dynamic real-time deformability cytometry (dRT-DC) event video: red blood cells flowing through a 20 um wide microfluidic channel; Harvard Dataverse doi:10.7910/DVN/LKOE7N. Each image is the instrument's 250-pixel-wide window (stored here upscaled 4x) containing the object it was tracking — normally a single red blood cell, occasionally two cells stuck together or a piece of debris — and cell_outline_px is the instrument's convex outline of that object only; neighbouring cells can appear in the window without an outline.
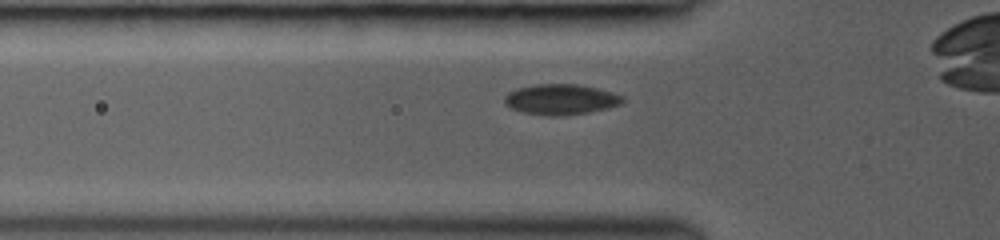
{"species": "common noctule bat (a hibernating species)", "species_latin": "Nyctalus noctula", "temperature_condition": "room temperature", "stored_images_in_passage": 33, "camera_frame_rate_fps": 3000, "um_per_image_px": 0.085, "animal": {"sex": "female", "body_mass_g": 19.0, "forearm_length_mm": 53.3}, "frame": {"image": 1, "passage_image": 8, "time_ms": 2.333, "image_size_px": [1000, 240], "cell_outline_px": [[624, 104], [608, 108], [588, 112], [560, 116], [544, 116], [520, 112], [504, 104], [504, 96], [508, 92], [520, 88], [536, 84], [576, 84], [596, 88], [612, 92], [624, 96]], "centroid_in_image_um": [47.67, 8.46], "position_along_channel_um": 78.1, "area_um2": 21.15}}
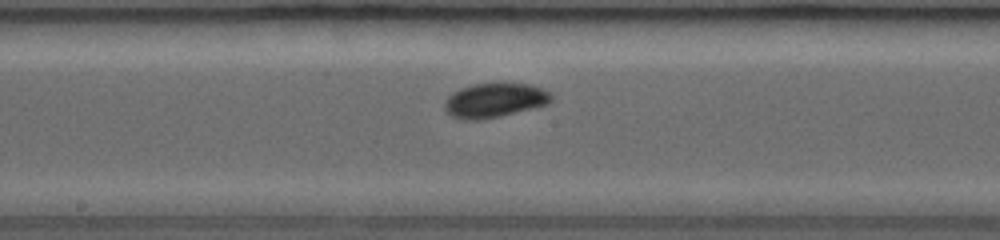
{"frame": {"image": 2, "passage_image": 17, "time_ms": 5.333, "image_size_px": [1000, 240], "cell_outline_px": [[552, 100], [548, 104], [500, 116], [480, 120], [460, 120], [452, 116], [444, 108], [444, 100], [452, 92], [460, 88], [472, 84], [528, 84], [544, 88], [552, 96]], "centroid_in_image_um": [42.01, 8.53], "position_along_channel_um": 206.2, "area_um2": 21.33}}
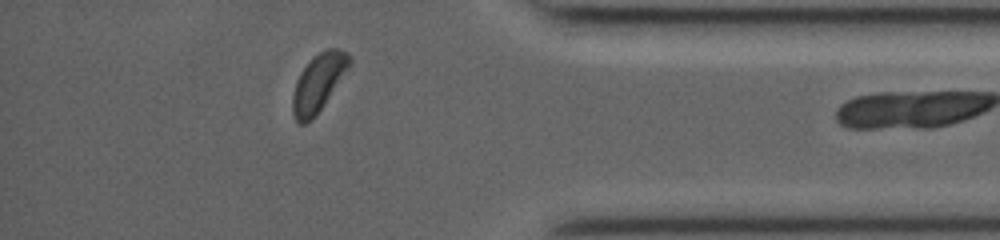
{"frame": {"image": 3, "passage_image": 32, "time_ms": 10.333, "image_size_px": [1000, 240], "cell_outline_px": [[352, 64], [316, 116], [312, 120], [304, 124], [300, 124], [296, 120], [292, 112], [292, 96], [296, 80], [300, 72], [312, 56], [328, 48], [336, 48], [348, 52], [352, 56]], "centroid_in_image_um": [27.08, 7.01], "position_along_channel_um": 408.1, "area_um2": 19.36}}